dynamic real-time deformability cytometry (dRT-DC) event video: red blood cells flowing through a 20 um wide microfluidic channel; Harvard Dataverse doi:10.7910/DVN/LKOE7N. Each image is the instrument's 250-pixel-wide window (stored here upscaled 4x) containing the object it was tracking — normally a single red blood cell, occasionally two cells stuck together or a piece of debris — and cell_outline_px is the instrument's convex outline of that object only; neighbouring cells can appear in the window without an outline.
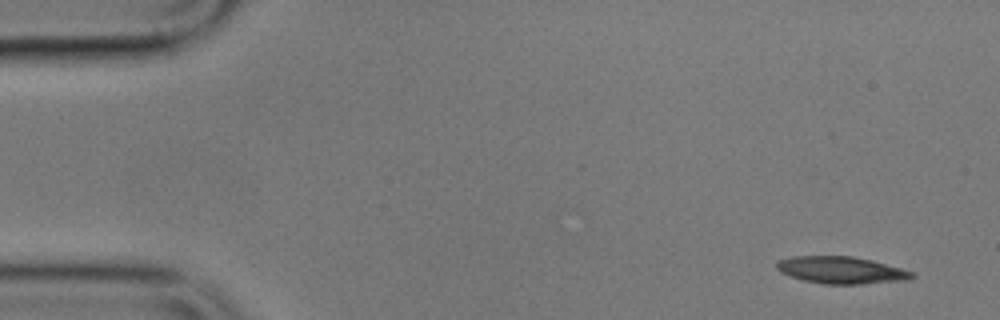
{"species": "common noctule bat (a hibernating species)", "species_latin": "Nyctalus noctula", "temperature_condition": "cold", "stored_images_in_passage": 2, "camera_frame_rate_fps": 3000, "um_per_image_px": 0.085, "animal": {"sex": "male", "body_mass_g": 17.9}, "frame": {"image": 1, "passage_image": 1, "time_ms": 0.0, "image_size_px": [1000, 320], "cell_outline_px": [[916, 276], [912, 280], [864, 284], [824, 284], [804, 280], [780, 272], [776, 268], [776, 260], [792, 256], [852, 256], [872, 260], [916, 272]], "centroid_in_image_um": [71.56, 22.96], "position_along_channel_um": 13.4, "area_um2": 21.68}}